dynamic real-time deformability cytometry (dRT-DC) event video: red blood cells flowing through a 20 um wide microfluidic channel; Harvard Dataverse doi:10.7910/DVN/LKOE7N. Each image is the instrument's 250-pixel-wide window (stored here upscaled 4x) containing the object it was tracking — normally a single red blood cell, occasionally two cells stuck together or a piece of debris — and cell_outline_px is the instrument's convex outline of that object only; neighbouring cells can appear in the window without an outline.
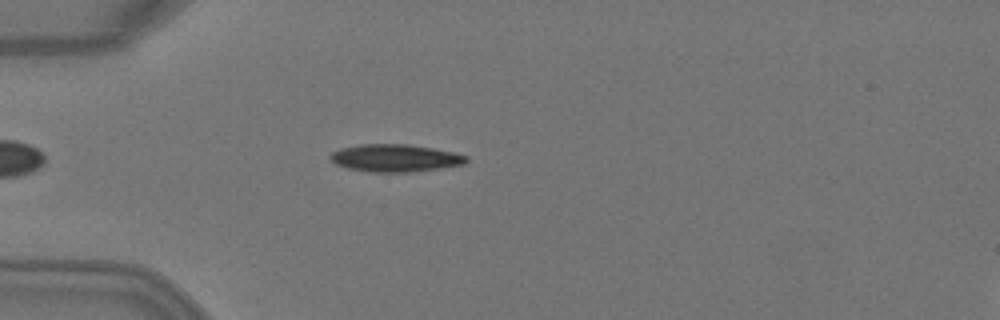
{"species": "Egyptian fruit bat (a non-hibernating species)", "species_latin": "Rousettus aegyptiacus", "temperature_condition": "warm", "stored_images_in_passage": 6, "segment_of_instrument_passage": [1, 2], "camera_frame_rate_fps": 3000, "um_per_image_px": 0.085, "animal": {"sex": "female"}, "frame": {"image": 1, "passage_image": 5, "time_ms": 1.333, "image_size_px": [1000, 320], "cell_outline_px": [[468, 160], [464, 164], [440, 168], [412, 172], [372, 172], [348, 168], [336, 164], [328, 156], [332, 152], [340, 148], [360, 144], [408, 144], [432, 148], [452, 152], [468, 156]], "centroid_in_image_um": [33.58, 13.43], "position_along_channel_um": 51.4, "area_um2": 21.73}}